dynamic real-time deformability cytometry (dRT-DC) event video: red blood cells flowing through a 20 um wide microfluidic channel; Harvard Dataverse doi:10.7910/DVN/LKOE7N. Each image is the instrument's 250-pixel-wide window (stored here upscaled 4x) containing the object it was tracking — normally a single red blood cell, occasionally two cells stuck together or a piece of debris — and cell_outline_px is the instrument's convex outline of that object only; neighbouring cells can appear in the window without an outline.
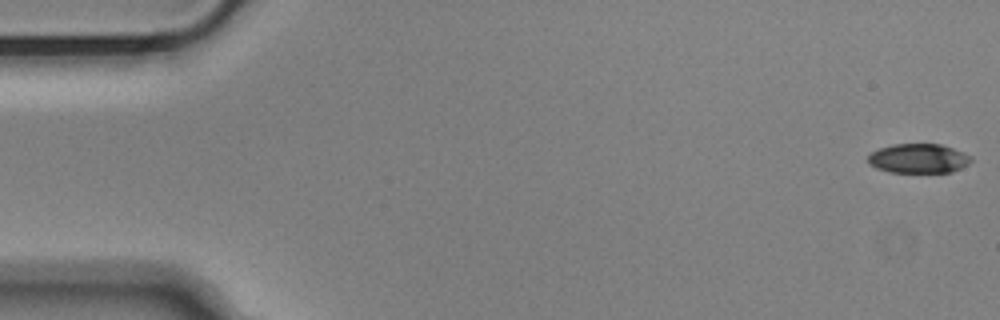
{"species": "Egyptian fruit bat (a non-hibernating species)", "species_latin": "Rousettus aegyptiacus", "temperature_condition": "cold", "stored_images_in_passage": 11, "camera_frame_rate_fps": 3000, "um_per_image_px": 0.085, "animal": {"sex": "male"}, "frame": {"image": 1, "passage_image": 1, "time_ms": 0.0, "image_size_px": [1000, 320], "cell_outline_px": [[972, 160], [968, 164], [952, 172], [888, 172], [876, 168], [868, 164], [868, 156], [872, 152], [880, 148], [892, 144], [940, 144], [952, 148], [972, 156]], "centroid_in_image_um": [78.06, 13.47], "position_along_channel_um": 6.9, "area_um2": 17.63}}